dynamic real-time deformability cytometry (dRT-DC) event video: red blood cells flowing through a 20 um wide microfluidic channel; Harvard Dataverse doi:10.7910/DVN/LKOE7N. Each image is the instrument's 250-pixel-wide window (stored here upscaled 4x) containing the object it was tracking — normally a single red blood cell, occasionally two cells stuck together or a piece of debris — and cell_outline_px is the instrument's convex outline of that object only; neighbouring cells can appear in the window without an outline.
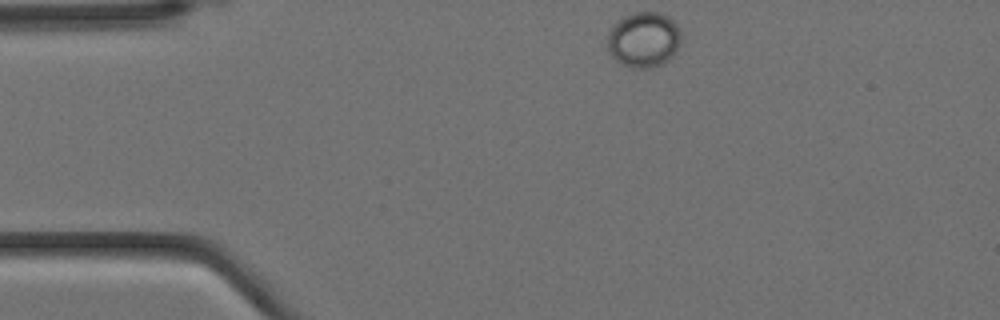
{"species": "Egyptian fruit bat (a non-hibernating species)", "species_latin": "Rousettus aegyptiacus", "temperature_condition": "cold", "stored_images_in_passage": 5, "camera_frame_rate_fps": 3000, "um_per_image_px": 0.085, "animal": {"sex": "female"}, "frame": {"image": 1, "passage_image": 1, "time_ms": 0.0, "image_size_px": [1000, 320], "cell_outline_px": [[680, 44], [676, 52], [664, 64], [652, 68], [632, 68], [620, 64], [608, 52], [608, 32], [624, 16], [636, 12], [660, 12], [668, 16], [680, 28]], "centroid_in_image_um": [54.74, 3.39], "position_along_channel_um": 30.3, "area_um2": 23.93}}
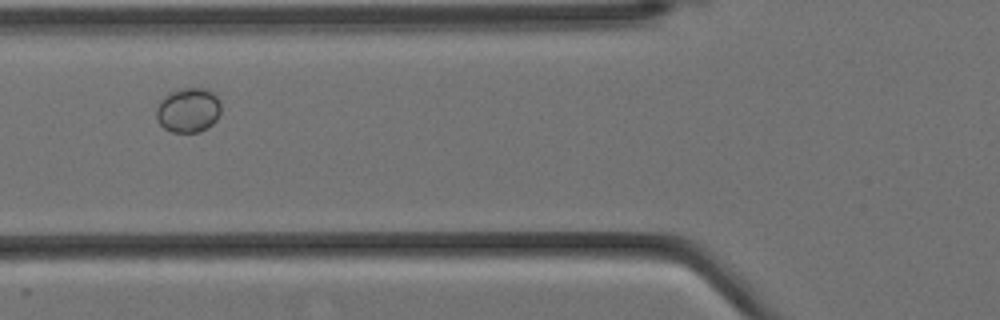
{"frame": {"image": 2, "passage_image": 4, "time_ms": 1.0, "image_size_px": [1000, 320], "cell_outline_px": [[220, 112], [216, 120], [208, 128], [200, 132], [172, 132], [164, 128], [160, 124], [156, 116], [156, 108], [160, 100], [168, 92], [180, 88], [208, 88], [220, 100]], "centroid_in_image_um": [16.0, 9.35], "position_along_channel_um": 109.8, "area_um2": 17.05}}
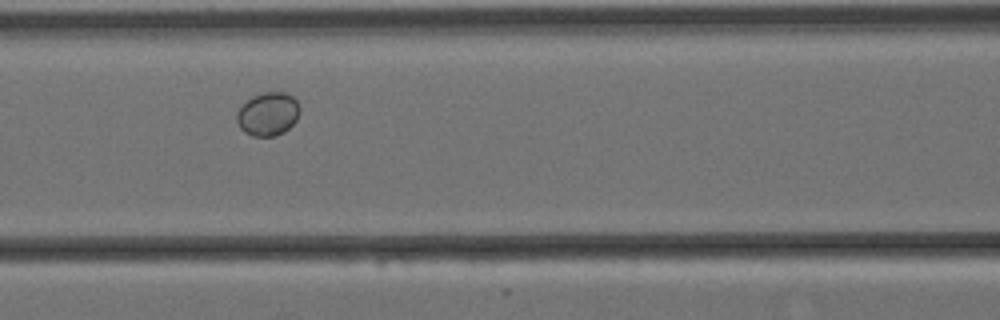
{"frame": {"image": 3, "passage_image": 5, "time_ms": 1.333, "image_size_px": [1000, 320], "cell_outline_px": [[300, 112], [296, 120], [284, 132], [276, 136], [252, 136], [244, 132], [240, 128], [236, 120], [236, 112], [252, 96], [264, 92], [284, 92], [292, 96], [296, 100], [300, 108]], "centroid_in_image_um": [22.77, 9.7], "position_along_channel_um": 143.8, "area_um2": 15.95}}